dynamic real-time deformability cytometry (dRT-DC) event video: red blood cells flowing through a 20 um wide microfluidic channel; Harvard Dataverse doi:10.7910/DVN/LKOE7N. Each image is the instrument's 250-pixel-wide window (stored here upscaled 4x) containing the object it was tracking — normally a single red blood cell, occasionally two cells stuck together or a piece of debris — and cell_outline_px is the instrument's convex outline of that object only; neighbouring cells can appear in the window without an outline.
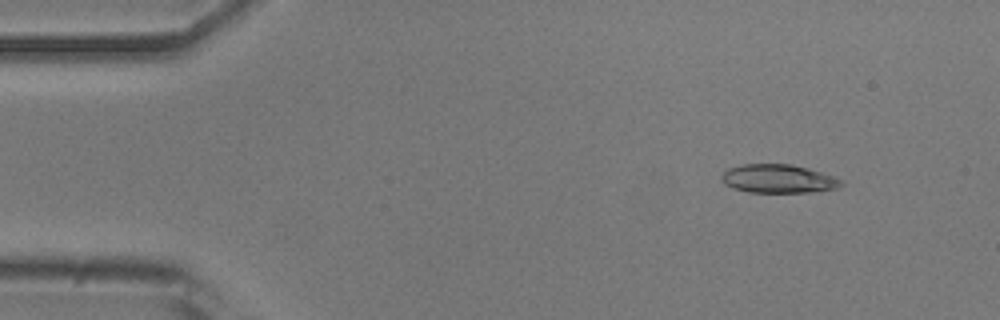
{"species": "common noctule bat (a hibernating species)", "species_latin": "Nyctalus noctula", "temperature_condition": "room temperature", "stored_images_in_passage": 52, "camera_frame_rate_fps": 3000, "um_per_image_px": 0.085, "animal": {"sex": "male", "body_mass_g": 20.5, "forearm_length_mm": 52.5}, "frame": {"image": 1, "passage_image": 6, "time_ms": 1.667, "image_size_px": [1000, 320], "cell_outline_px": [[844, 184], [836, 188], [808, 192], [748, 192], [732, 188], [724, 184], [720, 176], [728, 168], [744, 164], [792, 164], [808, 168], [844, 180]], "centroid_in_image_um": [66.13, 15.19], "position_along_channel_um": 18.9, "area_um2": 19.88}}
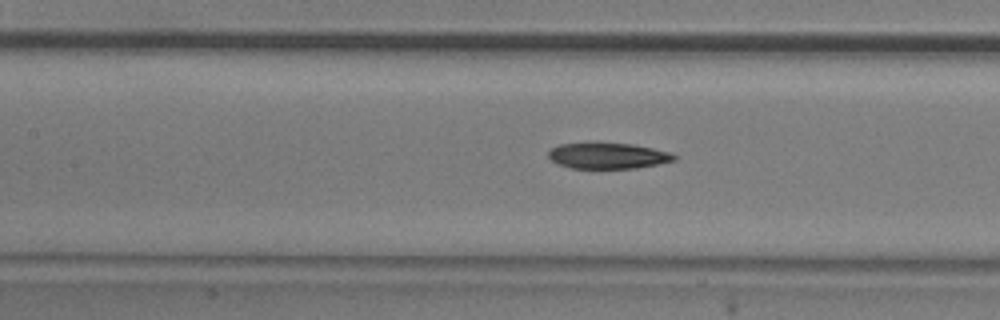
{"frame": {"image": 2, "passage_image": 23, "time_ms": 7.333, "image_size_px": [1000, 320], "cell_outline_px": [[676, 160], [636, 168], [572, 168], [560, 164], [552, 160], [548, 156], [548, 152], [552, 148], [560, 144], [596, 140], [632, 144], [652, 148], [668, 152], [676, 156]], "centroid_in_image_um": [51.62, 13.19], "position_along_channel_um": 155.8, "area_um2": 19.42}}
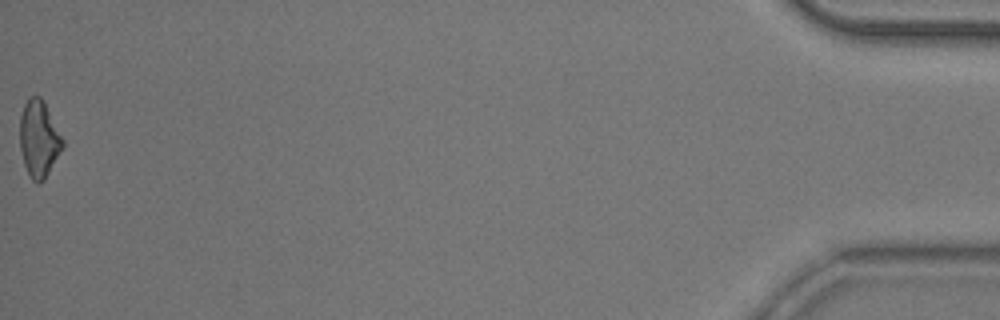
{"frame": {"image": 3, "passage_image": 52, "time_ms": 17.0, "image_size_px": [1000, 320], "cell_outline_px": [[64, 148], [44, 180], [32, 180], [24, 164], [20, 148], [20, 116], [24, 104], [28, 96], [40, 96], [64, 140]], "centroid_in_image_um": [3.31, 11.79], "position_along_channel_um": 431.9, "area_um2": 18.9}, "authors_computed_cell_mechanics": {"area_um2": 19.7676, "velocity_mm_per_s": 3.9122, "shape_relaxation_time_tau1_ms": 3.8474, "shape_relaxation_time_tau2_ms": 9.1526, "deformation_change_tau1": 0.1339, "deformation_change_tau2": 0.2099}}